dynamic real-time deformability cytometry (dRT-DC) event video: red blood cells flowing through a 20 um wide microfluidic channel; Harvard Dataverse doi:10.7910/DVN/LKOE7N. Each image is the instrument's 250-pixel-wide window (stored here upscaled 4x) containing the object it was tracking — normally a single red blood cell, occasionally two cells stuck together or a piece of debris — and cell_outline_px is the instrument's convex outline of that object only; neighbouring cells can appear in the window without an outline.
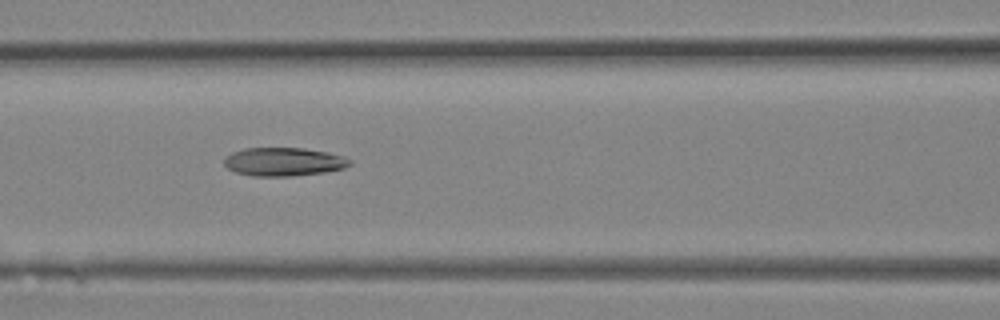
{"species": "Egyptian fruit bat (a non-hibernating species)", "species_latin": "Rousettus aegyptiacus", "temperature_condition": "room temperature", "stored_images_in_passage": 17, "camera_frame_rate_fps": 3000, "um_per_image_px": 0.085, "animal": {"sex": "female"}, "frame": {"image": 1, "passage_image": 12, "time_ms": 3.667, "image_size_px": [1000, 320], "cell_outline_px": [[352, 164], [344, 168], [324, 172], [292, 176], [252, 176], [236, 172], [228, 168], [224, 164], [224, 160], [232, 152], [244, 148], [304, 148], [328, 152], [344, 156], [352, 160]], "centroid_in_image_um": [24.15, 13.75], "position_along_channel_um": 142.5, "area_um2": 20.87}}
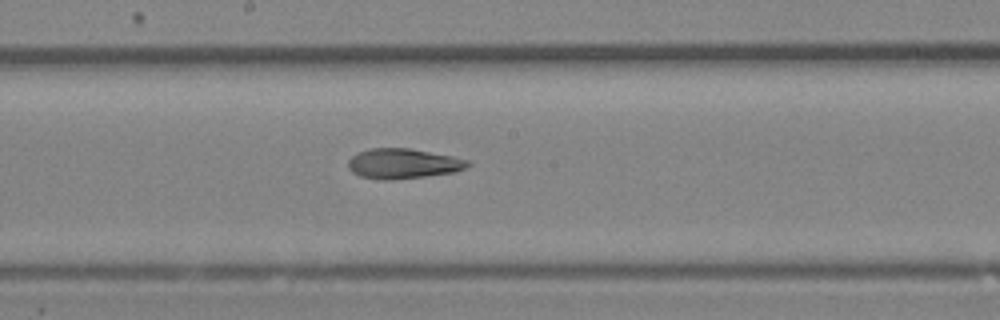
{"frame": {"image": 2, "passage_image": 15, "time_ms": 4.667, "image_size_px": [1000, 320], "cell_outline_px": [[472, 164], [468, 168], [456, 172], [392, 180], [384, 180], [360, 176], [352, 172], [348, 168], [348, 160], [356, 152], [368, 148], [408, 148], [452, 156], [468, 160]], "centroid_in_image_um": [34.26, 13.9], "position_along_channel_um": 213.9, "area_um2": 21.1}}
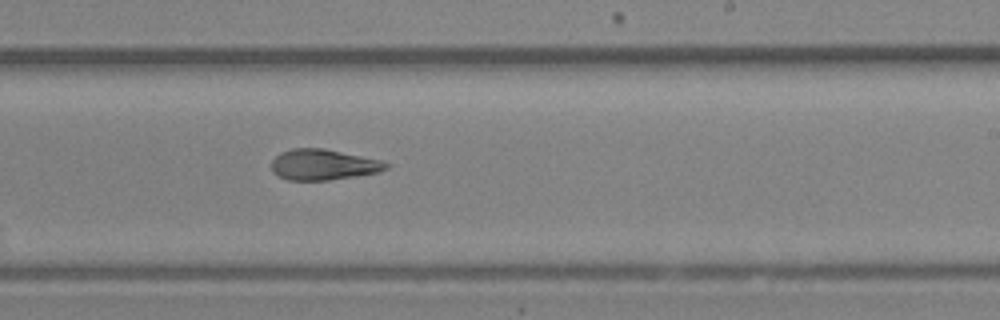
{"frame": {"image": 3, "passage_image": 17, "time_ms": 5.333, "image_size_px": [1000, 320], "cell_outline_px": [[392, 164], [388, 168], [376, 172], [328, 180], [288, 180], [272, 172], [272, 160], [280, 152], [292, 148], [324, 148], [380, 160]], "centroid_in_image_um": [27.45, 13.98], "position_along_channel_um": 261.5, "area_um2": 20.35}}